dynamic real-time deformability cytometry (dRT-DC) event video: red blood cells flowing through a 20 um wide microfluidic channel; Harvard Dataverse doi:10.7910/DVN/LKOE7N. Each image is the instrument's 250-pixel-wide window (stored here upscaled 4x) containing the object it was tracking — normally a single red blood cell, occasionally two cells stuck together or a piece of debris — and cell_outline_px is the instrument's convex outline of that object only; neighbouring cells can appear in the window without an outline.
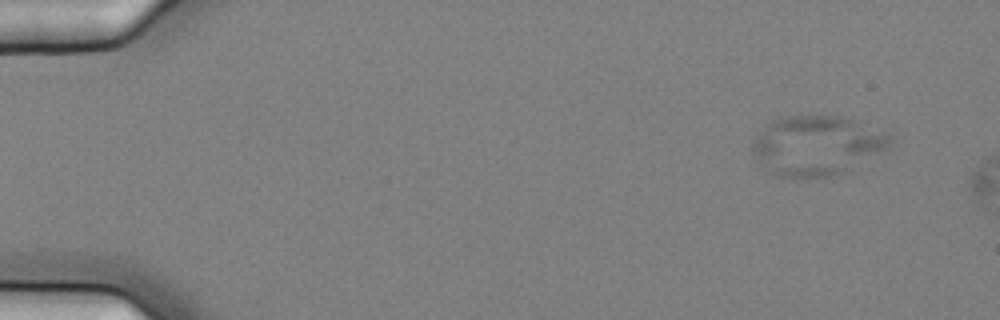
{"species": "common noctule bat (a hibernating species)", "species_latin": "Nyctalus noctula", "temperature_condition": "cold", "stored_images_in_passage": 2, "camera_frame_rate_fps": 3000, "um_per_image_px": 0.085, "animal": {"sex": "female", "body_mass_g": 25.1}, "frame": {"image": 1, "passage_image": 1, "time_ms": 0.0, "image_size_px": [1000, 320], "cell_outline_px": [[892, 140], [888, 148], [840, 172], [828, 176], [796, 180], [776, 176], [748, 148], [752, 140], [772, 120], [784, 116], [852, 116], [888, 132], [892, 136]], "centroid_in_image_um": [69.44, 12.34], "position_along_channel_um": 15.6, "area_um2": 48.09}}